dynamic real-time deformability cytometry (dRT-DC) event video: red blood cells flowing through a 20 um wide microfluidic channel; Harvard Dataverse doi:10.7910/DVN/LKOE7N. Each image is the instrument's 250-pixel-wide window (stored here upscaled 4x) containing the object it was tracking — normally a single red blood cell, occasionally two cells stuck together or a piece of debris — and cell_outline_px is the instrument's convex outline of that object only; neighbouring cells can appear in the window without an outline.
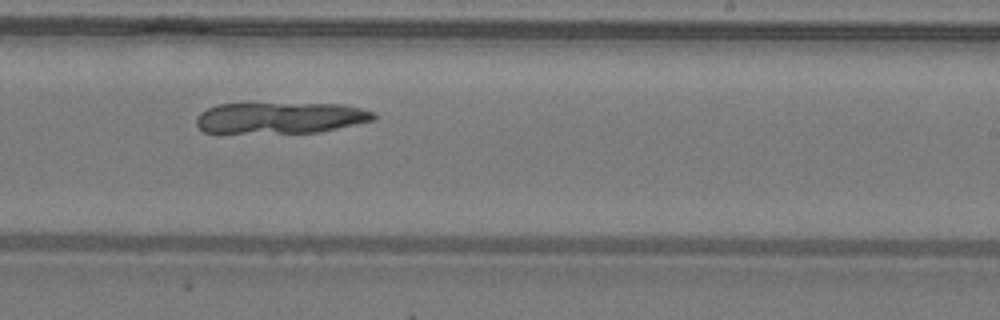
{"species": "common noctule bat (a hibernating species)", "species_latin": "Nyctalus noctula", "temperature_condition": "warm", "stored_images_in_passage": 33, "camera_frame_rate_fps": 3000, "um_per_image_px": 0.085, "animal": {"sex": "male", "body_mass_g": 19.2, "forearm_length_mm": 51.8}, "frame": {"image": 1, "passage_image": 15, "time_ms": 4.667, "image_size_px": [1000, 320], "cell_outline_px": [[376, 120], [320, 132], [204, 132], [196, 124], [196, 116], [200, 112], [216, 104], [344, 104], [376, 112]], "centroid_in_image_um": [23.88, 10.01], "position_along_channel_um": 265.1, "area_um2": 32.08}}